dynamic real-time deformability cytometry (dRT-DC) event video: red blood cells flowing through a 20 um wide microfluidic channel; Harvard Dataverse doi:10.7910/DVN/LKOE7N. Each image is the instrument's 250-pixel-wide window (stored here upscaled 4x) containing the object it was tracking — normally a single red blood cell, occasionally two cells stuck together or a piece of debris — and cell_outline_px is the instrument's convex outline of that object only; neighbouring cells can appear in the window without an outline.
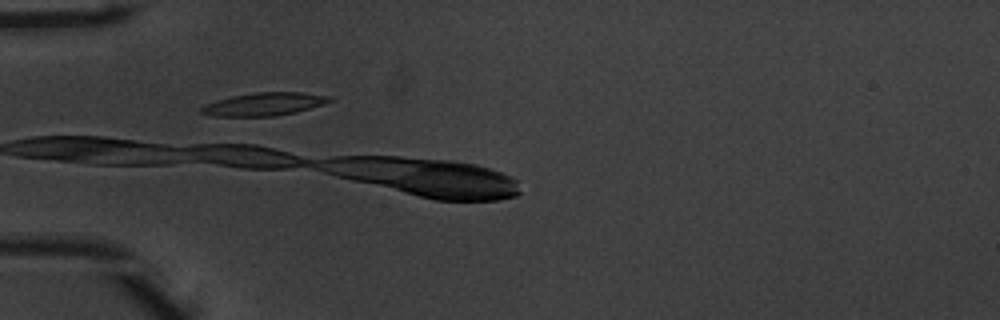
{"species": "common noctule bat (a hibernating species)", "species_latin": "Nyctalus noctula", "temperature_condition": "warm", "stored_images_in_passage": 4, "camera_frame_rate_fps": 3000, "um_per_image_px": 0.085, "animal": {"sex": "male", "body_mass_g": 20.1, "forearm_length_mm": 53.5}, "frame": {"image": 1, "passage_image": 3, "time_ms": 0.667, "image_size_px": [1000, 320], "cell_outline_px": [[332, 100], [296, 112], [276, 116], [212, 116], [200, 112], [200, 108], [208, 104], [232, 96], [256, 92], [300, 92], [332, 96]], "centroid_in_image_um": [22.46, 8.85], "position_along_channel_um": 62.5, "area_um2": 16.82}}